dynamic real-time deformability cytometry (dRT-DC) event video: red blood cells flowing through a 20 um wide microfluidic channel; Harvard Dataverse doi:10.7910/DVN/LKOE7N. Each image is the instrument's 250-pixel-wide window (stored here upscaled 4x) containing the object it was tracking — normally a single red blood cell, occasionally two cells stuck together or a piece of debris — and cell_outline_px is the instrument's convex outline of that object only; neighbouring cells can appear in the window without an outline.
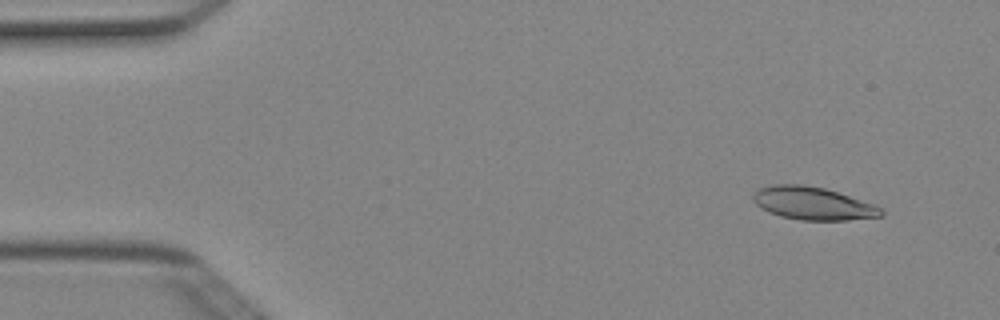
{"species": "Egyptian fruit bat (a non-hibernating species)", "species_latin": "Rousettus aegyptiacus", "temperature_condition": "cold", "stored_images_in_passage": 7, "camera_frame_rate_fps": 3000, "um_per_image_px": 0.085, "animal": {"sex": "female"}, "frame": {"image": 1, "passage_image": 2, "time_ms": 0.333, "image_size_px": [1000, 320], "cell_outline_px": [[884, 216], [848, 220], [800, 220], [780, 216], [768, 212], [760, 208], [752, 200], [752, 196], [760, 188], [772, 184], [804, 184], [824, 188], [876, 204], [884, 212]], "centroid_in_image_um": [69.1, 17.29], "position_along_channel_um": 15.9, "area_um2": 24.68}}
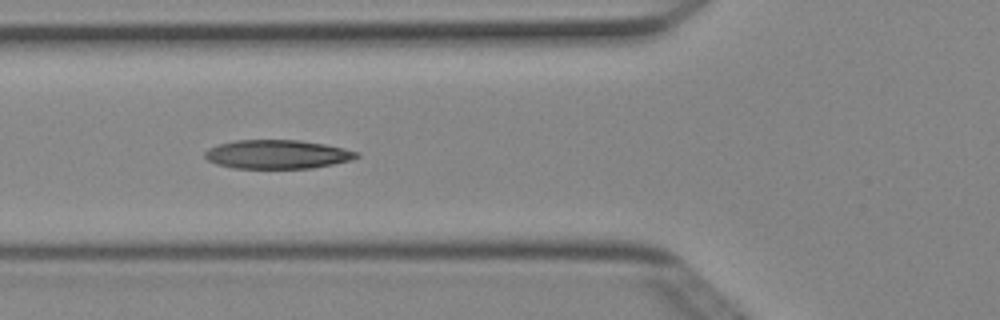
{"frame": {"image": 2, "passage_image": 6, "time_ms": 1.667, "image_size_px": [1000, 320], "cell_outline_px": [[360, 156], [352, 160], [312, 168], [232, 168], [216, 164], [208, 160], [204, 156], [204, 152], [208, 148], [220, 144], [236, 140], [300, 140], [324, 144], [344, 148], [360, 152]], "centroid_in_image_um": [23.58, 13.12], "position_along_channel_um": 102.2, "area_um2": 25.55}}
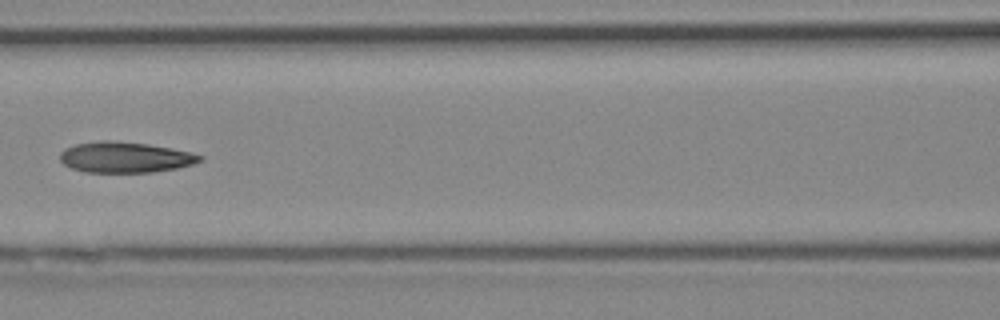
{"frame": {"image": 3, "passage_image": 7, "time_ms": 2.0, "image_size_px": [1000, 320], "cell_outline_px": [[204, 160], [192, 164], [176, 168], [152, 172], [84, 172], [72, 168], [64, 164], [60, 160], [60, 152], [64, 148], [76, 144], [100, 140], [112, 140], [148, 144], [172, 148], [204, 156]], "centroid_in_image_um": [10.62, 13.36], "position_along_channel_um": 156.0, "area_um2": 25.09}}